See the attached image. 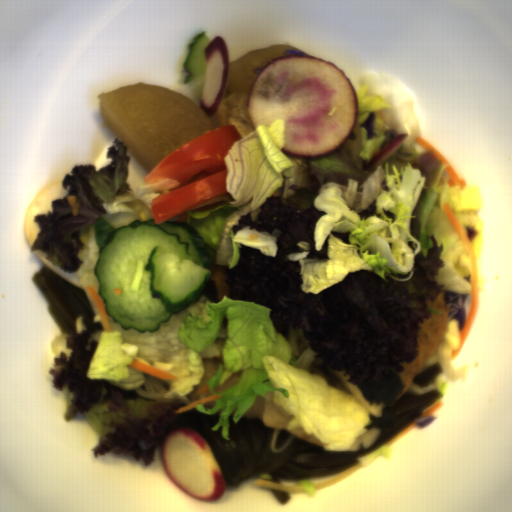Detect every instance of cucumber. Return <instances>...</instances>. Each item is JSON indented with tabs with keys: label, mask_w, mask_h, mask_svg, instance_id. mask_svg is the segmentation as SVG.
Here are the masks:
<instances>
[{
	"label": "cucumber",
	"mask_w": 512,
	"mask_h": 512,
	"mask_svg": "<svg viewBox=\"0 0 512 512\" xmlns=\"http://www.w3.org/2000/svg\"><path fill=\"white\" fill-rule=\"evenodd\" d=\"M211 42V40L206 35L205 31L198 36H196L189 44H188V55L186 56L184 62L182 63V67L184 71L189 73L183 81V85L189 83L194 78L201 74H206L207 65H206V55L205 48Z\"/></svg>",
	"instance_id": "obj_2"
},
{
	"label": "cucumber",
	"mask_w": 512,
	"mask_h": 512,
	"mask_svg": "<svg viewBox=\"0 0 512 512\" xmlns=\"http://www.w3.org/2000/svg\"><path fill=\"white\" fill-rule=\"evenodd\" d=\"M95 229L99 294L125 331L154 333L197 301L211 277L217 253L187 223L137 219L116 229L100 217Z\"/></svg>",
	"instance_id": "obj_1"
}]
</instances>
